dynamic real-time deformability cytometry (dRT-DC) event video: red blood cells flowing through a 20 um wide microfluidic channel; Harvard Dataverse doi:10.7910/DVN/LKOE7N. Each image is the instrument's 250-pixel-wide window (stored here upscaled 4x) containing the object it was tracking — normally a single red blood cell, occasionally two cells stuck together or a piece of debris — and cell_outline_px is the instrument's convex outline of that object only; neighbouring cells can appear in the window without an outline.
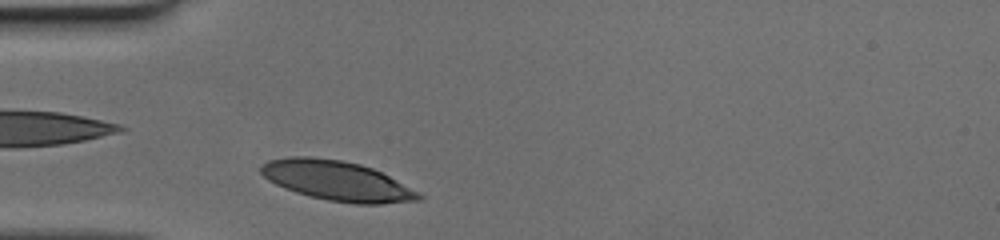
{"species": "human", "species_latin": "Homo sapiens", "temperature_condition": "cold", "stored_images_in_passage": 33, "camera_frame_rate_fps": 3000, "um_per_image_px": 0.085, "donor": {"sex": "female"}, "frame": {"image": 1, "passage_image": 1, "time_ms": 0.0, "image_size_px": [1000, 240], "cell_outline_px": [[424, 196], [420, 200], [380, 204], [356, 204], [328, 200], [308, 196], [296, 192], [276, 184], [268, 180], [260, 172], [260, 164], [268, 160], [288, 156], [312, 156], [340, 160], [360, 164], [372, 168], [420, 192]], "centroid_in_image_um": [28.62, 15.36], "position_along_channel_um": 56.4, "area_um2": 36.59}}
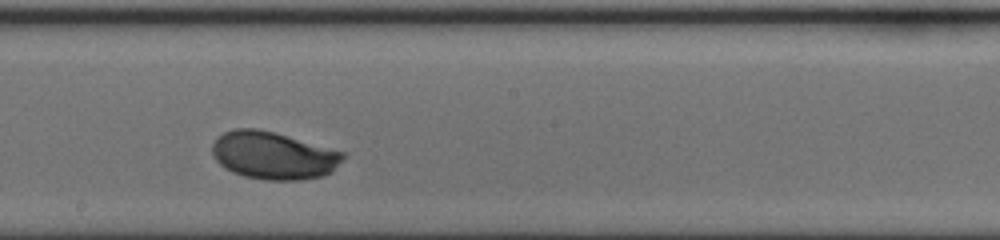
{"frame": {"image": 2, "passage_image": 14, "time_ms": 4.333, "image_size_px": [1000, 240], "cell_outline_px": [[348, 152], [332, 172], [324, 176], [304, 180], [264, 180], [244, 176], [232, 172], [224, 168], [216, 160], [212, 152], [212, 144], [224, 132], [236, 128], [256, 128], [272, 132]], "centroid_in_image_um": [23.27, 13.23], "position_along_channel_um": 224.9, "area_um2": 36.41}}
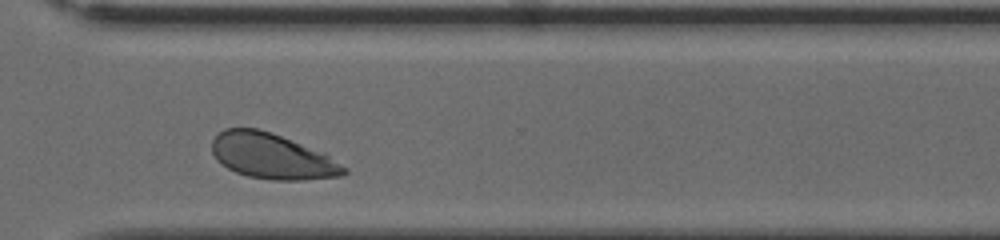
{"frame": {"image": 3, "passage_image": 23, "time_ms": 7.333, "image_size_px": [1000, 240], "cell_outline_px": [[348, 172], [344, 176], [304, 180], [272, 180], [248, 176], [236, 172], [220, 164], [216, 160], [212, 152], [212, 140], [224, 128], [256, 128], [272, 132], [324, 152], [348, 168]], "centroid_in_image_um": [23.16, 13.28], "position_along_channel_um": 347.4, "area_um2": 35.32}}